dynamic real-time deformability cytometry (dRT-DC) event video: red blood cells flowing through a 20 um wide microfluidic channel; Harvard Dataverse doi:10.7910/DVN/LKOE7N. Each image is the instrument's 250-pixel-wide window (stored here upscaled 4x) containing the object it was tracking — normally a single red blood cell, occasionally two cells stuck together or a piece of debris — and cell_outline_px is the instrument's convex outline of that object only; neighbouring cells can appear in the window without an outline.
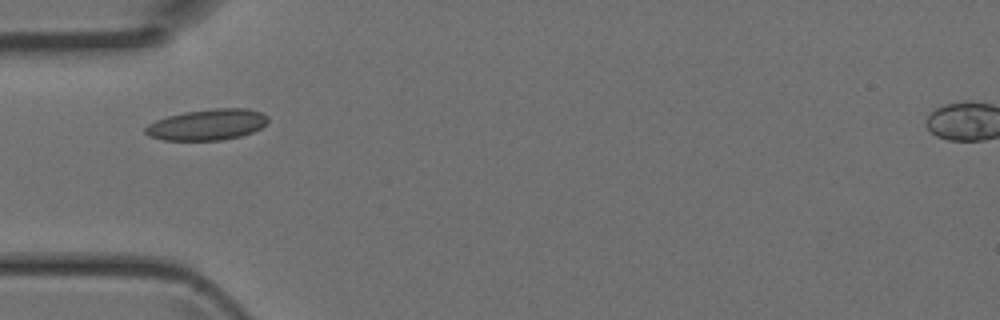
{"species": "Egyptian fruit bat (a non-hibernating species)", "species_latin": "Rousettus aegyptiacus", "temperature_condition": "room temperature", "stored_images_in_passage": 2, "camera_frame_rate_fps": 3000, "um_per_image_px": 0.085, "animal": {"sex": "female"}, "frame": {"image": 1, "passage_image": 2, "time_ms": 0.333, "image_size_px": [1000, 320], "cell_outline_px": [[268, 120], [260, 128], [252, 132], [240, 136], [220, 140], [164, 140], [148, 136], [144, 132], [144, 128], [148, 124], [156, 120], [168, 116], [184, 112], [212, 108], [248, 108], [260, 112], [268, 116]], "centroid_in_image_um": [17.59, 10.59], "position_along_channel_um": 67.4, "area_um2": 22.14}}